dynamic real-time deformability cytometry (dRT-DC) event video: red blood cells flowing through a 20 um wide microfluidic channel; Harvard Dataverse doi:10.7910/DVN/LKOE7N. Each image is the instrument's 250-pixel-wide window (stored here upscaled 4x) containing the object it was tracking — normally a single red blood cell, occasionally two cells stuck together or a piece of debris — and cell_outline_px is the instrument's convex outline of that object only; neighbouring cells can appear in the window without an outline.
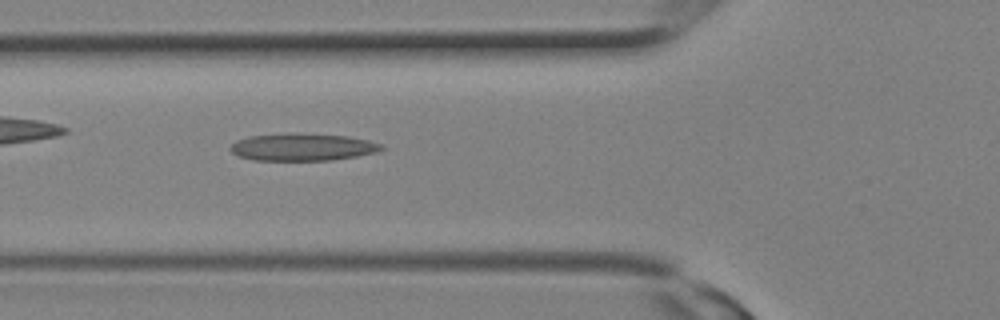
{"species": "Egyptian fruit bat (a non-hibernating species)", "species_latin": "Rousettus aegyptiacus", "temperature_condition": "room temperature", "stored_images_in_passage": 3, "camera_frame_rate_fps": 3000, "um_per_image_px": 0.085, "animal": {"sex": "female"}, "frame": {"image": 1, "passage_image": 3, "time_ms": 0.667, "image_size_px": [1000, 320], "cell_outline_px": [[384, 148], [376, 152], [356, 156], [332, 160], [252, 160], [240, 156], [232, 152], [228, 148], [236, 140], [248, 136], [348, 136], [368, 140], [384, 144]], "centroid_in_image_um": [25.74, 12.55], "position_along_channel_um": 100.1, "area_um2": 22.83}}